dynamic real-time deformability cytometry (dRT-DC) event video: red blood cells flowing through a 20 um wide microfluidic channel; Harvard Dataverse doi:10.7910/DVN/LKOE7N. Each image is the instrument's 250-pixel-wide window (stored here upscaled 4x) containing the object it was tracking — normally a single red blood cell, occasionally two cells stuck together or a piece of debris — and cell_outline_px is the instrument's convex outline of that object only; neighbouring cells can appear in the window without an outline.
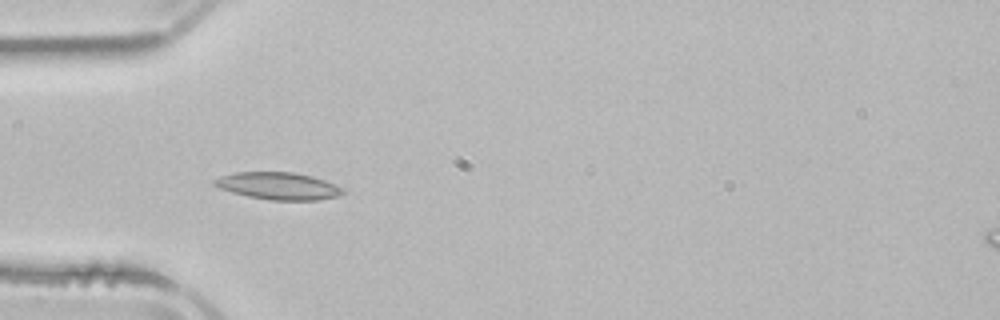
{"species": "common noctule bat (a hibernating species)", "species_latin": "Nyctalus noctula", "temperature_condition": "room temperature", "stored_images_in_passage": 3, "camera_frame_rate_fps": 3000, "um_per_image_px": 0.085, "animal": {"sex": "male", "body_mass_g": 21.5, "forearm_length_mm": 52.0}, "frame": {"image": 1, "passage_image": 3, "time_ms": 3.0, "image_size_px": [1000, 320], "cell_outline_px": [[344, 192], [336, 196], [316, 200], [272, 200], [248, 196], [232, 192], [220, 188], [212, 184], [212, 180], [220, 176], [236, 172], [292, 172], [312, 176], [336, 184], [344, 188]], "centroid_in_image_um": [23.64, 15.8], "position_along_channel_um": 61.4, "area_um2": 20.29}}